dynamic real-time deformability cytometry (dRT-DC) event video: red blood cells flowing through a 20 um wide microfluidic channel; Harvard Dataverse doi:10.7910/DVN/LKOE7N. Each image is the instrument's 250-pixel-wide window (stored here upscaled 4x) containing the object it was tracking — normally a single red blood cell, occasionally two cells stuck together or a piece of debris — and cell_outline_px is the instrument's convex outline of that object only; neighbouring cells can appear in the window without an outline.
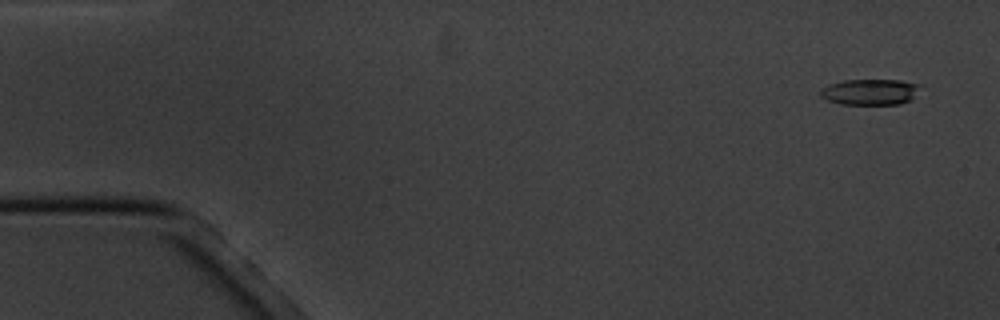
{"species": "common noctule bat (a hibernating species)", "species_latin": "Nyctalus noctula", "temperature_condition": "cold", "stored_images_in_passage": 5, "camera_frame_rate_fps": 3000, "um_per_image_px": 0.085, "animal": {"sex": "male", "body_mass_g": 20.1, "forearm_length_mm": 53.5}, "frame": {"image": 1, "passage_image": 1, "time_ms": 0.0, "image_size_px": [1000, 320], "cell_outline_px": [[920, 84], [912, 100], [900, 104], [840, 104], [828, 100], [820, 96], [820, 88], [828, 84], [844, 80], [900, 80]], "centroid_in_image_um": [73.93, 7.81], "position_along_channel_um": 11.1, "area_um2": 15.09}}
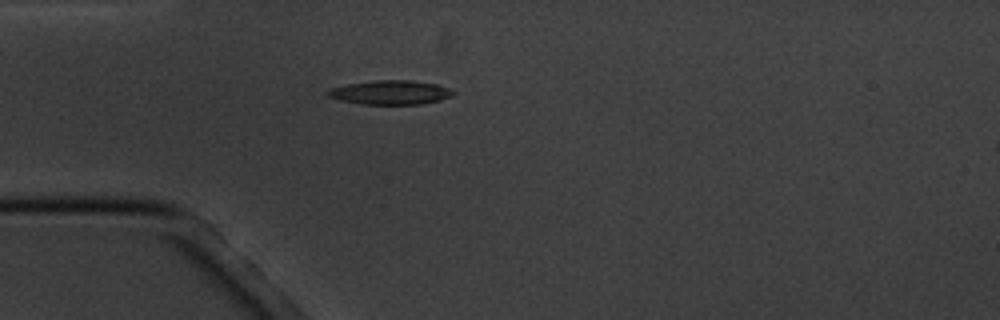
{"frame": {"image": 2, "passage_image": 4, "time_ms": 4.333, "image_size_px": [1000, 320], "cell_outline_px": [[456, 92], [452, 96], [440, 100], [420, 104], [364, 104], [340, 100], [328, 96], [324, 92], [332, 88], [348, 84], [372, 80], [408, 80], [436, 84], [448, 88]], "centroid_in_image_um": [33.18, 7.85], "position_along_channel_um": 51.8, "area_um2": 17.51}}